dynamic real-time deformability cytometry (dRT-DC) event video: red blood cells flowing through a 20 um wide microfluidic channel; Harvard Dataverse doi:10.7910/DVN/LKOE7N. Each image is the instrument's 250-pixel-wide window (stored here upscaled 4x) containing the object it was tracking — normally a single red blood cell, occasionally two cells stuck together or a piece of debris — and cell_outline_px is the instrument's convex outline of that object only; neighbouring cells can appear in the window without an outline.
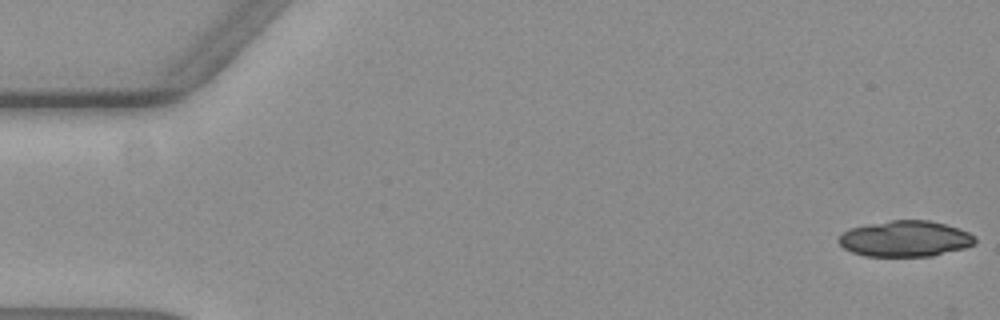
{"species": "common noctule bat (a hibernating species)", "species_latin": "Nyctalus noctula", "temperature_condition": "warm", "stored_images_in_passage": 5, "camera_frame_rate_fps": 3000, "um_per_image_px": 0.085, "animal": {"sex": "female", "body_mass_g": 19.3, "forearm_length_mm": 54.1}, "frame": {"image": 1, "passage_image": 1, "time_ms": 0.0, "image_size_px": [1000, 320], "cell_outline_px": [[976, 244], [964, 248], [932, 256], [864, 256], [852, 252], [844, 248], [836, 240], [844, 232], [852, 228], [892, 220], [928, 220], [944, 224], [968, 232], [976, 240]], "centroid_in_image_um": [76.94, 20.3], "position_along_channel_um": 8.1, "area_um2": 28.21}}